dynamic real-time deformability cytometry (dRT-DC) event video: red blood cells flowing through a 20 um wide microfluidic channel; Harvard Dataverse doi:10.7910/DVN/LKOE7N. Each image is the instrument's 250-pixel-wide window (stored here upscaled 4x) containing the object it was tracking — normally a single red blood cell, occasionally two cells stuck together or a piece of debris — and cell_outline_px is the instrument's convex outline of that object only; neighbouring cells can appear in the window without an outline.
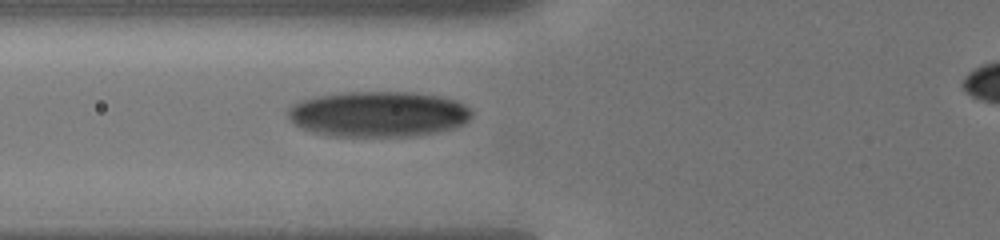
{"species": "human", "species_latin": "Homo sapiens", "temperature_condition": "cold", "stored_images_in_passage": 15, "camera_frame_rate_fps": 3000, "um_per_image_px": 0.085, "donor": {"sex": "male"}, "frame": {"image": 1, "passage_image": 2, "time_ms": 0.667, "image_size_px": [1000, 240], "cell_outline_px": [[472, 116], [464, 124], [452, 128], [432, 132], [408, 136], [328, 136], [300, 128], [288, 116], [288, 108], [292, 104], [300, 100], [316, 96], [348, 92], [408, 92], [440, 96], [456, 100], [464, 104], [472, 112]], "centroid_in_image_um": [32.13, 9.69], "position_along_channel_um": 93.7, "area_um2": 48.67}}
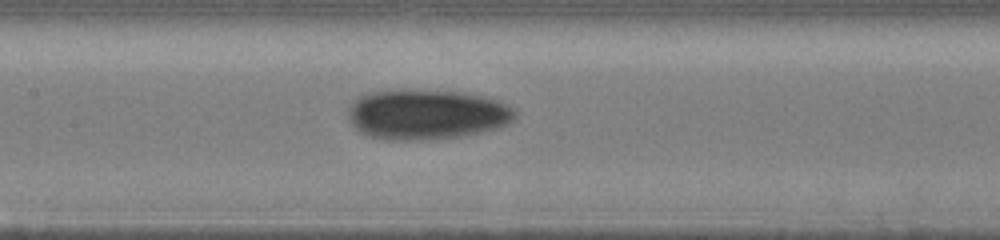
{"frame": {"image": 2, "passage_image": 7, "time_ms": 2.667, "image_size_px": [1000, 240], "cell_outline_px": [[516, 116], [508, 124], [496, 128], [480, 132], [460, 136], [420, 140], [384, 140], [368, 136], [360, 132], [352, 124], [348, 116], [348, 108], [352, 100], [360, 96], [372, 92], [464, 92], [484, 96], [500, 100], [516, 108]], "centroid_in_image_um": [36.29, 9.76], "position_along_channel_um": 171.1, "area_um2": 48.21}}
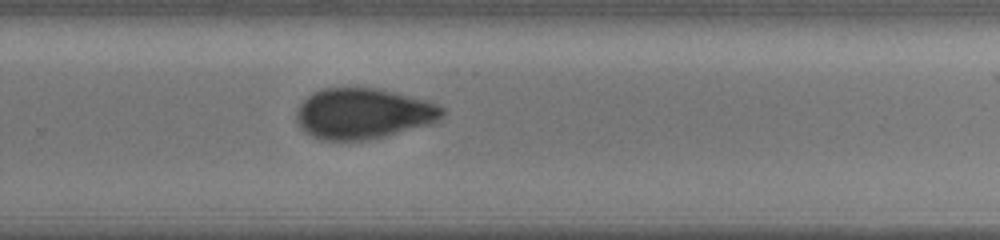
{"frame": {"image": 3, "passage_image": 15, "time_ms": 6.0, "image_size_px": [1000, 240], "cell_outline_px": [[444, 116], [428, 124], [388, 136], [368, 140], [324, 140], [312, 136], [304, 132], [300, 128], [296, 120], [296, 108], [312, 92], [324, 88], [376, 88], [428, 100], [444, 108]], "centroid_in_image_um": [30.85, 9.66], "position_along_channel_um": 299.0, "area_um2": 43.18}}